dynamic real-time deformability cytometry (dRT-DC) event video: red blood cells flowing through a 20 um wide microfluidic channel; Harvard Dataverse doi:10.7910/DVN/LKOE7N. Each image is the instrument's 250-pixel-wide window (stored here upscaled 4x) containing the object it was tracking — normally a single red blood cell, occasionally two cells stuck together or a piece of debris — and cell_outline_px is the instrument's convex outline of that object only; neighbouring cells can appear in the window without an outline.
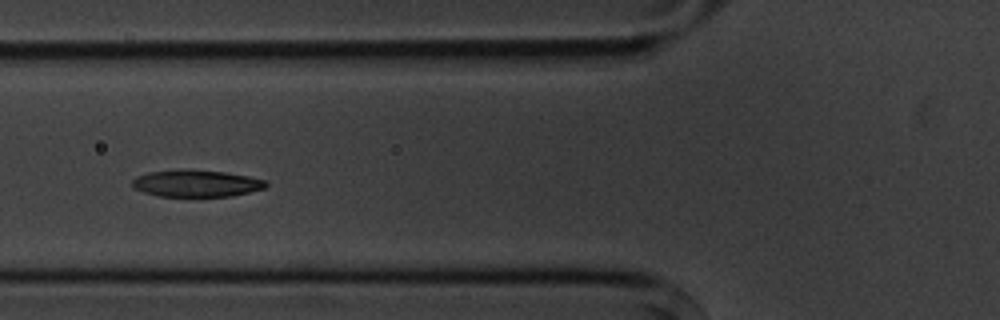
{"species": "common noctule bat (a hibernating species)", "species_latin": "Nyctalus noctula", "temperature_condition": "cold", "stored_images_in_passage": 7, "camera_frame_rate_fps": 3000, "um_per_image_px": 0.085, "animal": {"sex": "male", "body_mass_g": 20.1, "forearm_length_mm": 53.5}, "frame": {"image": 1, "passage_image": 6, "time_ms": 5.667, "image_size_px": [1000, 320], "cell_outline_px": [[268, 184], [264, 188], [232, 196], [160, 196], [144, 192], [132, 188], [132, 180], [136, 176], [148, 172], [224, 172], [248, 176], [264, 180]], "centroid_in_image_um": [16.68, 15.63], "position_along_channel_um": 109.1, "area_um2": 19.94}}
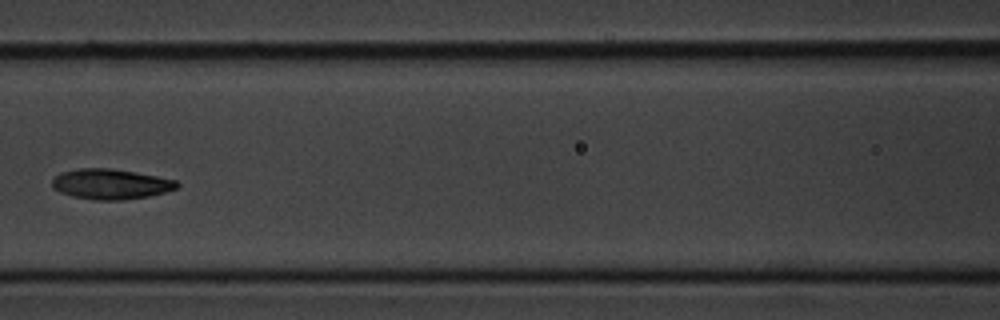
{"frame": {"image": 2, "passage_image": 7, "time_ms": 7.0, "image_size_px": [1000, 320], "cell_outline_px": [[180, 184], [176, 188], [164, 192], [148, 196], [120, 200], [96, 200], [72, 196], [60, 192], [52, 188], [52, 180], [60, 172], [80, 168], [108, 168], [136, 172], [176, 180]], "centroid_in_image_um": [9.38, 15.64], "position_along_channel_um": 157.2, "area_um2": 21.91}}